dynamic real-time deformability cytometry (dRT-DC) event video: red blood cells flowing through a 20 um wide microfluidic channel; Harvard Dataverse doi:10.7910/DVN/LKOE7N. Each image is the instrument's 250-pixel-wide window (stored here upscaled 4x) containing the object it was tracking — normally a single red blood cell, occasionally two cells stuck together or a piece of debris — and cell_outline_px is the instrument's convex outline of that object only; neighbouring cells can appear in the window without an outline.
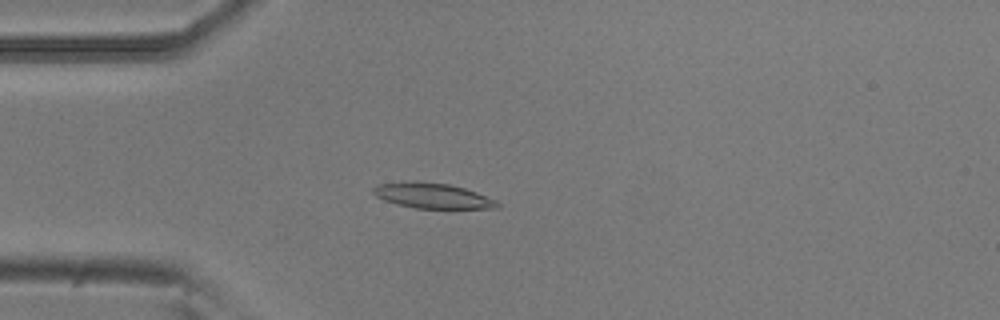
{"species": "common noctule bat (a hibernating species)", "species_latin": "Nyctalus noctula", "temperature_condition": "room temperature", "stored_images_in_passage": 44, "camera_frame_rate_fps": 3000, "um_per_image_px": 0.085, "animal": {"sex": "male", "body_mass_g": 20.5, "forearm_length_mm": 52.5}, "frame": {"image": 1, "passage_image": 13, "time_ms": 4.0, "image_size_px": [1000, 320], "cell_outline_px": [[500, 208], [416, 208], [396, 204], [384, 200], [376, 196], [372, 192], [372, 188], [380, 184], [416, 180], [448, 184], [464, 188], [476, 192], [496, 200], [500, 204]], "centroid_in_image_um": [36.75, 16.63], "position_along_channel_um": 48.2, "area_um2": 18.26}}
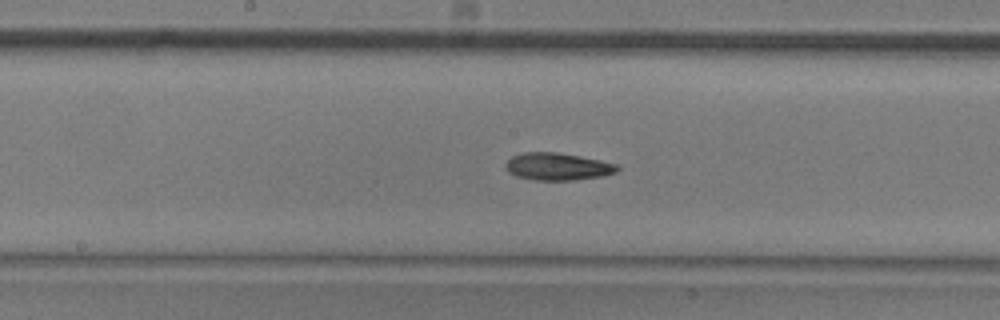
{"frame": {"image": 2, "passage_image": 26, "time_ms": 8.333, "image_size_px": [1000, 320], "cell_outline_px": [[620, 168], [616, 172], [604, 176], [576, 180], [536, 180], [516, 176], [508, 172], [504, 168], [504, 164], [512, 156], [524, 152], [556, 152], [580, 156], [600, 160], [616, 164]], "centroid_in_image_um": [47.38, 14.16], "position_along_channel_um": 200.8, "area_um2": 17.92}}
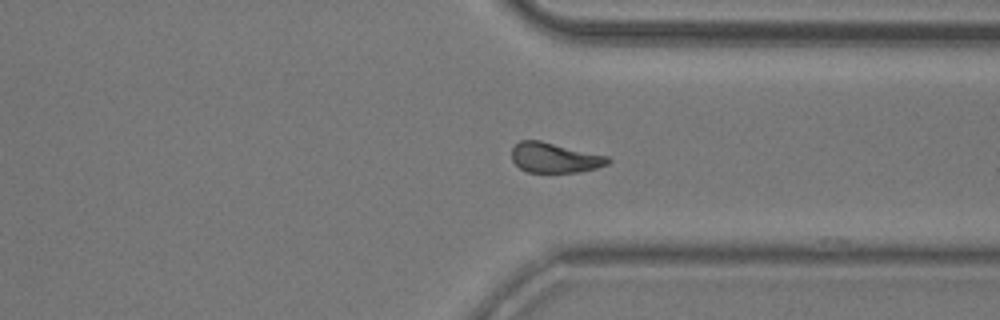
{"frame": {"image": 3, "passage_image": 39, "time_ms": 12.667, "image_size_px": [1000, 320], "cell_outline_px": [[612, 160], [608, 164], [596, 168], [580, 172], [528, 172], [520, 168], [512, 160], [512, 148], [520, 140], [540, 140], [608, 156]], "centroid_in_image_um": [47.16, 13.4], "position_along_channel_um": 364.2, "area_um2": 16.82}, "authors_computed_cell_mechanics": {"area_um2": 17.629, "velocity_mm_per_s": 3.785, "shape_relaxation_time_tau1_ms": 4.7956, "shape_relaxation_time_tau2_ms": null, "deformation_change_tau1": 0.1453, "deformation_change_tau2": null}}